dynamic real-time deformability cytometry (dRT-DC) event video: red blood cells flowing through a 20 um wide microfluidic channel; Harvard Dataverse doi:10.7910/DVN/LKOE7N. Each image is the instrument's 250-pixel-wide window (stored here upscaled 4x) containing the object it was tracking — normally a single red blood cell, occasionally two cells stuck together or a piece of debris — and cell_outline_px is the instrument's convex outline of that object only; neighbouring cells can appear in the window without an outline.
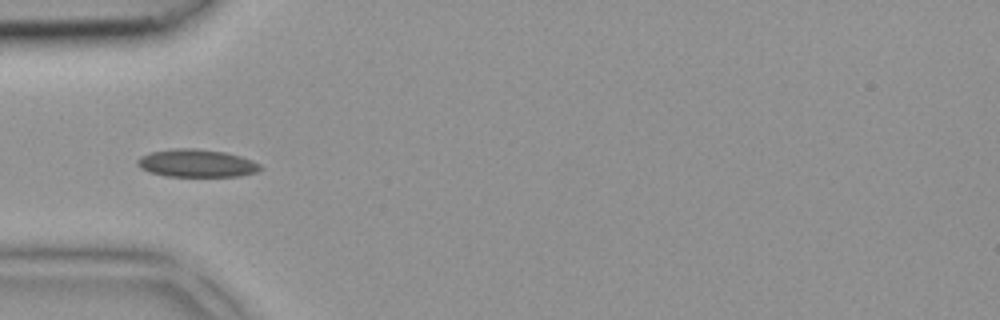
{"species": "common noctule bat (a hibernating species)", "species_latin": "Nyctalus noctula", "temperature_condition": "room temperature", "stored_images_in_passage": 1, "camera_frame_rate_fps": 3000, "um_per_image_px": 0.085, "animal": {"sex": "female", "body_mass_g": 18.4}, "frame": {"image": 1, "passage_image": 1, "time_ms": 0.0, "image_size_px": [1000, 320], "cell_outline_px": [[264, 168], [256, 172], [240, 176], [164, 176], [148, 172], [140, 168], [136, 164], [136, 160], [140, 156], [152, 152], [172, 148], [196, 148], [224, 152], [240, 156], [252, 160], [260, 164]], "centroid_in_image_um": [16.69, 13.87], "position_along_channel_um": 68.3, "area_um2": 20.06}}